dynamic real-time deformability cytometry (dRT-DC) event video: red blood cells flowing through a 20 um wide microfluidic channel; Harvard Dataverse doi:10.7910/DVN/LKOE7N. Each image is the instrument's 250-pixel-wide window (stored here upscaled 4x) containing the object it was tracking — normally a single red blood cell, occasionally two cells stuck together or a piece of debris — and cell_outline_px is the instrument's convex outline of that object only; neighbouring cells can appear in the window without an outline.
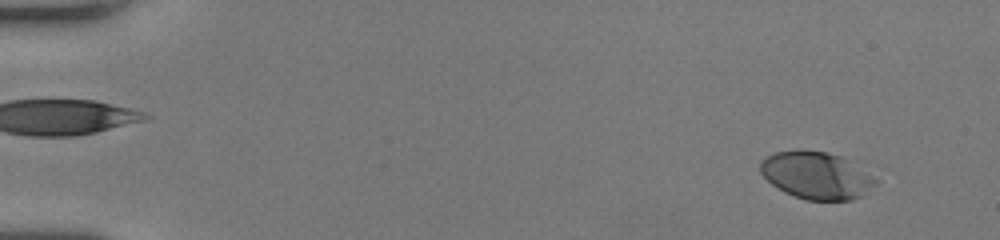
{"species": "human", "species_latin": "Homo sapiens", "temperature_condition": "room temperature", "stored_images_in_passage": 53, "camera_frame_rate_fps": 3000, "um_per_image_px": 0.085, "donor": {"sex": "female"}, "frame": {"image": 1, "passage_image": 5, "time_ms": 1.333, "image_size_px": [1000, 240], "cell_outline_px": [[880, 180], [864, 196], [852, 200], [804, 200], [784, 192], [772, 184], [760, 172], [760, 160], [776, 152], [796, 148], [800, 148], [828, 152], [856, 160]], "centroid_in_image_um": [69.48, 14.88], "position_along_channel_um": 15.5, "area_um2": 32.95}}
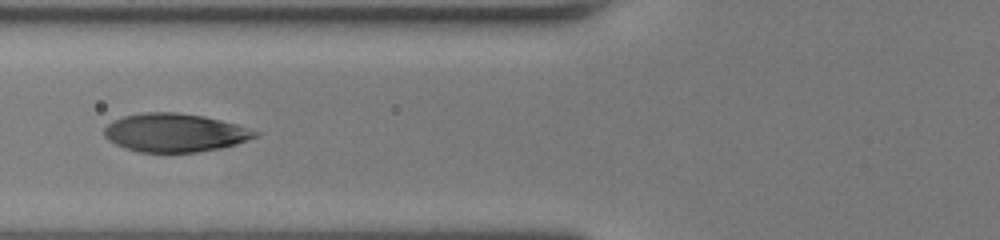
{"frame": {"image": 2, "passage_image": 23, "time_ms": 7.333, "image_size_px": [1000, 240], "cell_outline_px": [[260, 132], [256, 136], [236, 144], [220, 148], [196, 152], [140, 152], [124, 148], [108, 140], [104, 136], [104, 128], [112, 120], [124, 116], [144, 112], [176, 112], [204, 116], [236, 124]], "centroid_in_image_um": [14.82, 11.27], "position_along_channel_um": 111.0, "area_um2": 33.7}}
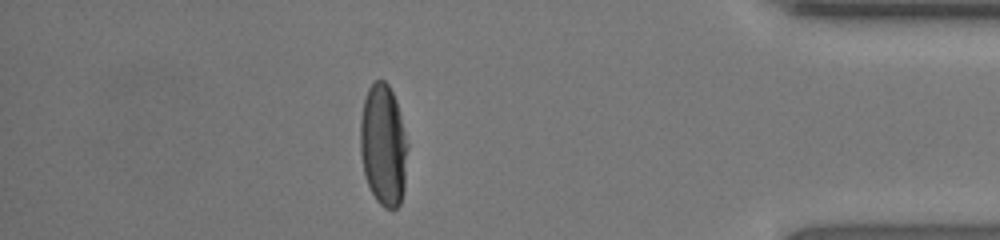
{"frame": {"image": 3, "passage_image": 47, "time_ms": 15.333, "image_size_px": [1000, 240], "cell_outline_px": [[408, 148], [404, 188], [400, 204], [396, 208], [384, 208], [376, 200], [364, 176], [360, 152], [360, 120], [364, 100], [368, 88], [376, 80], [384, 80], [388, 84], [396, 100], [408, 144]], "centroid_in_image_um": [32.58, 12.34], "position_along_channel_um": 402.6, "area_um2": 33.7}, "authors_computed_cell_mechanics": {"area_um2": 33.6974, "velocity_mm_per_s": 4.072, "shape_relaxation_time_tau1_ms": 3.0696, "shape_relaxation_time_tau2_ms": null, "deformation_change_tau1": 0.1851, "deformation_change_tau2": null}}